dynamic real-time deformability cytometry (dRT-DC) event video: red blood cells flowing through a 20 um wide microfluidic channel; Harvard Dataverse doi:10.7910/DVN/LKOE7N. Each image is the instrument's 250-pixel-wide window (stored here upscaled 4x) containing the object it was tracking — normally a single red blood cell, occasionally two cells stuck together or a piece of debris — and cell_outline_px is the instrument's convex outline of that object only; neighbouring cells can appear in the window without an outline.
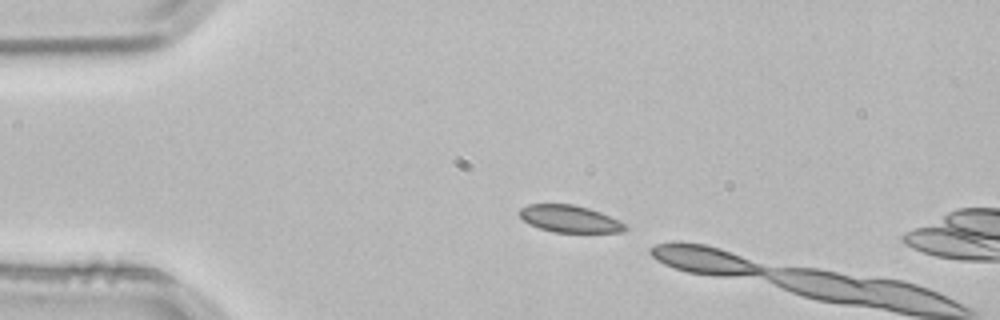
{"species": "common noctule bat (a hibernating species)", "species_latin": "Nyctalus noctula", "temperature_condition": "room temperature", "stored_images_in_passage": 5, "camera_frame_rate_fps": 3000, "um_per_image_px": 0.085, "animal": {"sex": "male", "body_mass_g": 21.5, "forearm_length_mm": 52.0}, "frame": {"image": 1, "passage_image": 5, "time_ms": 1.333, "image_size_px": [1000, 320], "cell_outline_px": [[628, 228], [620, 232], [552, 232], [528, 224], [516, 212], [520, 208], [528, 204], [572, 204], [588, 208], [600, 212], [620, 220], [628, 224]], "centroid_in_image_um": [48.41, 18.6], "position_along_channel_um": 36.6, "area_um2": 16.82}}